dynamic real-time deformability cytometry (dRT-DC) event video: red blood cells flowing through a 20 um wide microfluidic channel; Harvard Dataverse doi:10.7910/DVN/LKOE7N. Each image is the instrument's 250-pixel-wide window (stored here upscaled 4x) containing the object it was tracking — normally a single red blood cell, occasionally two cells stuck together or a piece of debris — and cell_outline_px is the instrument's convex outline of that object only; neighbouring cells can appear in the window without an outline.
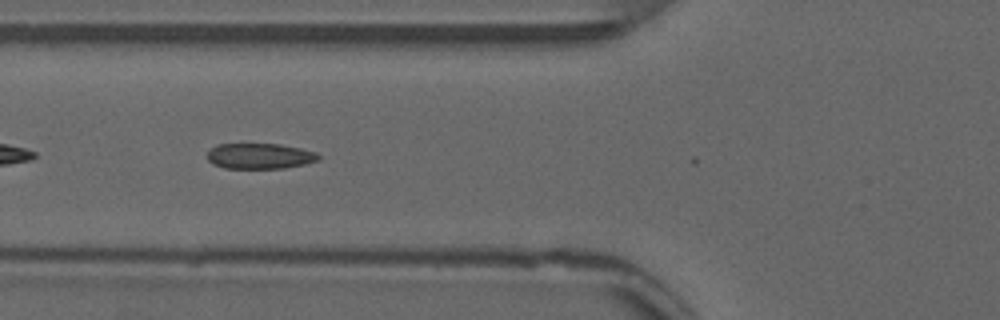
{"species": "common noctule bat (a hibernating species)", "species_latin": "Nyctalus noctula", "temperature_condition": "warm", "stored_images_in_passage": 7, "camera_frame_rate_fps": 3000, "um_per_image_px": 0.085, "animal": {"sex": "male", "forearm_length_mm": 52.5}, "frame": {"image": 1, "passage_image": 5, "time_ms": 1.333, "image_size_px": [1000, 320], "cell_outline_px": [[320, 160], [304, 164], [284, 168], [224, 168], [212, 164], [208, 160], [208, 152], [216, 144], [280, 144], [300, 148], [316, 152], [320, 156]], "centroid_in_image_um": [22.09, 13.26], "position_along_channel_um": 103.7, "area_um2": 16.59}}